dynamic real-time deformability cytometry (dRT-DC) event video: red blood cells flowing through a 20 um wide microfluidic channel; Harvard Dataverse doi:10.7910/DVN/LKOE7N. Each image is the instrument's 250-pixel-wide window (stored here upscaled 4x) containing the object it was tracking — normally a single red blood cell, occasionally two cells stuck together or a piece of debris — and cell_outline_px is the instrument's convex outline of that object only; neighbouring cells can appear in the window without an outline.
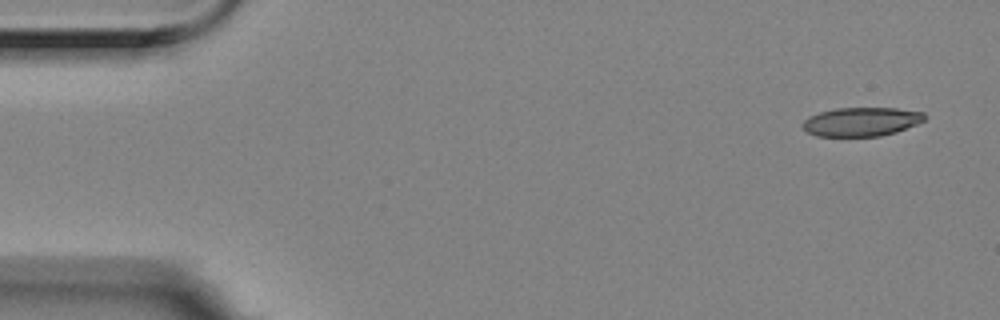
{"species": "Egyptian fruit bat (a non-hibernating species)", "species_latin": "Rousettus aegyptiacus", "temperature_condition": "room temperature", "stored_images_in_passage": 9, "camera_frame_rate_fps": 3000, "um_per_image_px": 0.085, "animal": {"sex": "female"}, "frame": {"image": 1, "passage_image": 1, "time_ms": 0.0, "image_size_px": [1000, 320], "cell_outline_px": [[928, 116], [924, 120], [916, 124], [896, 132], [880, 136], [816, 136], [808, 132], [804, 128], [804, 120], [808, 116], [820, 112], [836, 108], [896, 108], [924, 112]], "centroid_in_image_um": [73.24, 10.34], "position_along_channel_um": 11.8, "area_um2": 20.46}}
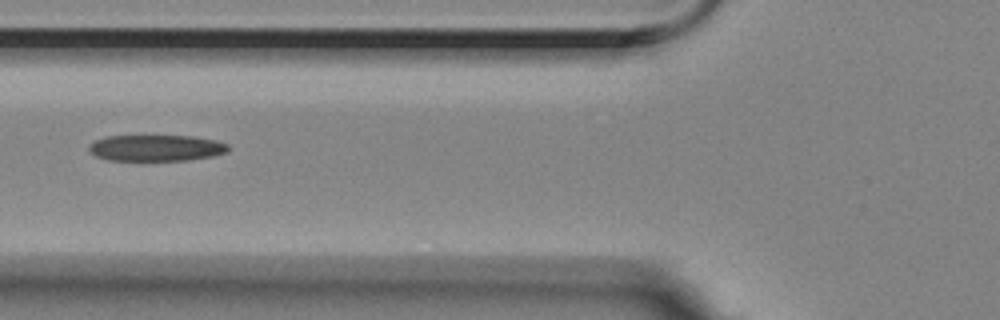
{"frame": {"image": 2, "passage_image": 6, "time_ms": 1.667, "image_size_px": [1000, 320], "cell_outline_px": [[232, 148], [228, 152], [212, 156], [188, 160], [108, 160], [96, 156], [88, 152], [88, 144], [104, 136], [192, 136], [216, 140], [228, 144]], "centroid_in_image_um": [13.27, 12.57], "position_along_channel_um": 112.5, "area_um2": 21.5}}
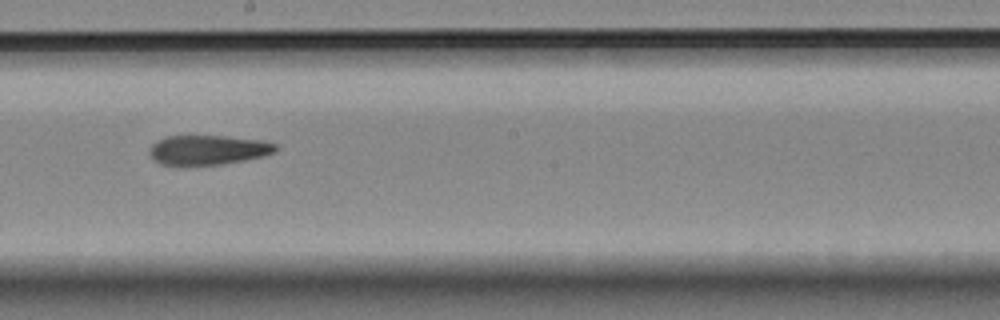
{"frame": {"image": 3, "passage_image": 9, "time_ms": 2.667, "image_size_px": [1000, 320], "cell_outline_px": [[276, 152], [264, 156], [244, 160], [220, 164], [160, 164], [152, 160], [148, 152], [148, 148], [156, 140], [164, 136], [224, 136], [260, 140], [276, 144]], "centroid_in_image_um": [17.63, 12.73], "position_along_channel_um": 230.6, "area_um2": 21.68}}